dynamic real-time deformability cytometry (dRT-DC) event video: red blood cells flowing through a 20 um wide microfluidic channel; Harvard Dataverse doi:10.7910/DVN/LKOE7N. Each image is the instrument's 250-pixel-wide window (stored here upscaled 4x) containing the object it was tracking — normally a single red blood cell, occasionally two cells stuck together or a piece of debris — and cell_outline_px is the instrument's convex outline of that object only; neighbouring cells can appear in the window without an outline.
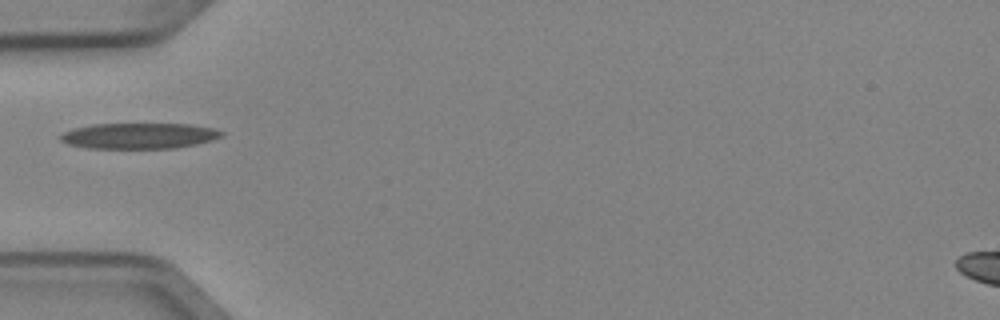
{"species": "Egyptian fruit bat (a non-hibernating species)", "species_latin": "Rousettus aegyptiacus", "temperature_condition": "cold", "stored_images_in_passage": 2, "camera_frame_rate_fps": 3000, "um_per_image_px": 0.085, "animal": {"sex": "female"}, "frame": {"image": 1, "passage_image": 2, "time_ms": 0.333, "image_size_px": [1000, 320], "cell_outline_px": [[224, 136], [212, 140], [196, 144], [176, 148], [88, 148], [68, 144], [60, 140], [60, 136], [64, 132], [72, 128], [92, 124], [192, 124], [212, 128], [224, 132]], "centroid_in_image_um": [11.83, 11.54], "position_along_channel_um": 73.2, "area_um2": 24.22}}